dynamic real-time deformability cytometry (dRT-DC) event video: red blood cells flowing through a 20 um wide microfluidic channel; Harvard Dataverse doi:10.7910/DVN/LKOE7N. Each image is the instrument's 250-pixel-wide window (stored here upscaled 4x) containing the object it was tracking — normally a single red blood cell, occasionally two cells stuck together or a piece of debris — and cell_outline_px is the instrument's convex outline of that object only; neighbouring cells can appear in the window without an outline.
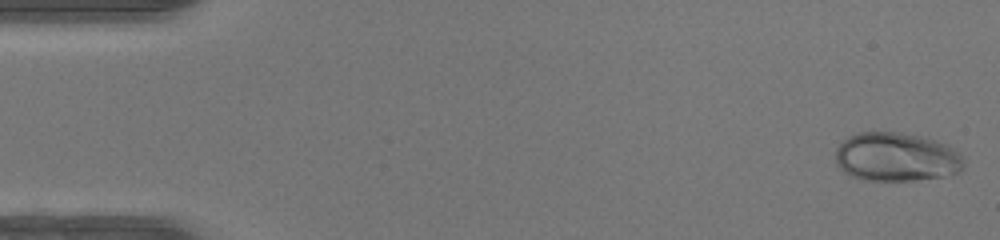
{"species": "human", "species_latin": "Homo sapiens", "temperature_condition": "warm", "stored_images_in_passage": 47, "camera_frame_rate_fps": 3000, "um_per_image_px": 0.085, "donor": {"sex": "female"}, "frame": {"image": 1, "passage_image": 1, "time_ms": 0.0, "image_size_px": [1000, 240], "cell_outline_px": [[964, 168], [956, 172], [944, 176], [912, 180], [860, 180], [844, 172], [836, 164], [836, 148], [848, 136], [856, 132], [900, 132], [920, 136], [948, 144], [964, 160]], "centroid_in_image_um": [76.15, 13.34], "position_along_channel_um": 8.8, "area_um2": 36.47}}
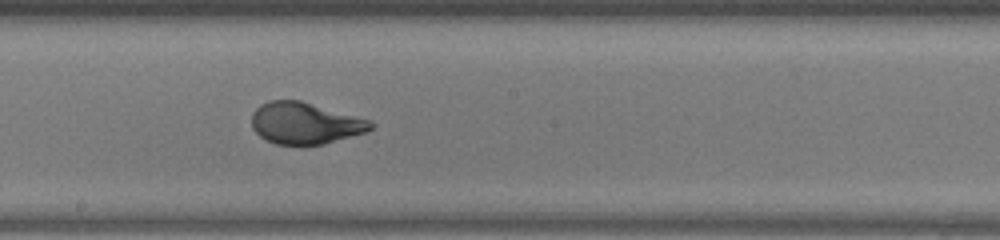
{"frame": {"image": 2, "passage_image": 26, "time_ms": 8.333, "image_size_px": [1000, 240], "cell_outline_px": [[376, 124], [372, 128], [364, 132], [324, 144], [276, 144], [264, 140], [252, 128], [252, 112], [260, 104], [268, 100], [300, 100], [372, 120]], "centroid_in_image_um": [25.92, 10.46], "position_along_channel_um": 222.3, "area_um2": 28.9}}
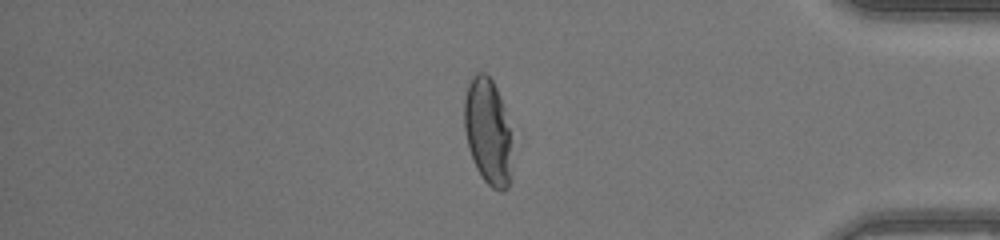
{"frame": {"image": 3, "passage_image": 40, "time_ms": 13.0, "image_size_px": [1000, 240], "cell_outline_px": [[512, 176], [508, 188], [504, 192], [500, 192], [492, 188], [480, 176], [476, 168], [468, 148], [464, 128], [464, 100], [468, 84], [472, 76], [476, 72], [484, 72], [492, 80], [496, 88], [504, 108], [508, 128]], "centroid_in_image_um": [41.45, 11.23], "position_along_channel_um": 393.8, "area_um2": 29.59}, "authors_computed_cell_mechanics": {"area_um2": 30.2872, "velocity_mm_per_s": 4.3057, "shape_relaxation_time_tau1_ms": 4.0977, "shape_relaxation_time_tau2_ms": null, "deformation_change_tau1": 0.2099, "deformation_change_tau2": null}}